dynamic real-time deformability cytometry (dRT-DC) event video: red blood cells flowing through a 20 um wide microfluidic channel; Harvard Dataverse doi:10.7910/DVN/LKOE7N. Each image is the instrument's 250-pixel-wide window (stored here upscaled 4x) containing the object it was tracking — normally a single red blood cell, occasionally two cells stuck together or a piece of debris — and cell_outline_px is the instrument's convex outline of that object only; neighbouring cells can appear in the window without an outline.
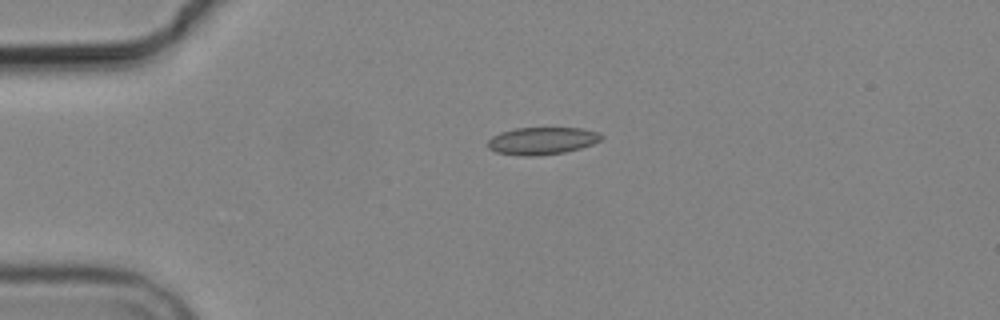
{"species": "common noctule bat (a hibernating species)", "species_latin": "Nyctalus noctula", "temperature_condition": "cold", "stored_images_in_passage": 5, "camera_frame_rate_fps": 3000, "um_per_image_px": 0.085, "animal": {"sex": "male", "body_mass_g": 19.2, "forearm_length_mm": 51.8}, "frame": {"image": 1, "passage_image": 5, "time_ms": 6.0, "image_size_px": [1000, 320], "cell_outline_px": [[604, 136], [600, 140], [592, 144], [580, 148], [564, 152], [536, 156], [524, 156], [496, 152], [488, 148], [488, 140], [492, 136], [500, 132], [516, 128], [580, 128], [600, 132]], "centroid_in_image_um": [46.07, 11.96], "position_along_channel_um": 38.9, "area_um2": 18.09}}